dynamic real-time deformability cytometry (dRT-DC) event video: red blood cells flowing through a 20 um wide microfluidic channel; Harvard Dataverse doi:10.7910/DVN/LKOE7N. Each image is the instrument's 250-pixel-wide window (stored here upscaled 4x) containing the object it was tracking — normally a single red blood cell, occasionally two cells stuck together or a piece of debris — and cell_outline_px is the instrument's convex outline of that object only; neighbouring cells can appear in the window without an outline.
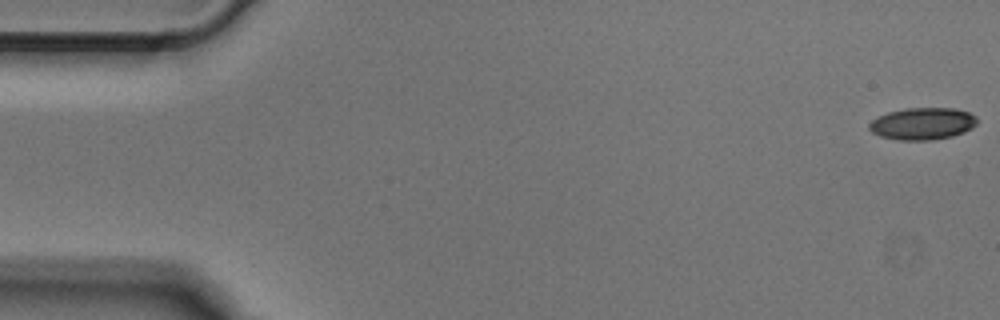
{"species": "Egyptian fruit bat (a non-hibernating species)", "species_latin": "Rousettus aegyptiacus", "temperature_condition": "cold", "stored_images_in_passage": 7, "camera_frame_rate_fps": 3000, "um_per_image_px": 0.085, "animal": {"sex": "male"}, "frame": {"image": 1, "passage_image": 1, "time_ms": 0.0, "image_size_px": [1000, 320], "cell_outline_px": [[976, 124], [972, 128], [964, 132], [952, 136], [928, 140], [900, 140], [880, 136], [872, 132], [868, 128], [868, 124], [872, 120], [888, 112], [908, 108], [956, 108], [968, 112], [976, 116]], "centroid_in_image_um": [78.42, 10.51], "position_along_channel_um": 6.6, "area_um2": 20.06}}